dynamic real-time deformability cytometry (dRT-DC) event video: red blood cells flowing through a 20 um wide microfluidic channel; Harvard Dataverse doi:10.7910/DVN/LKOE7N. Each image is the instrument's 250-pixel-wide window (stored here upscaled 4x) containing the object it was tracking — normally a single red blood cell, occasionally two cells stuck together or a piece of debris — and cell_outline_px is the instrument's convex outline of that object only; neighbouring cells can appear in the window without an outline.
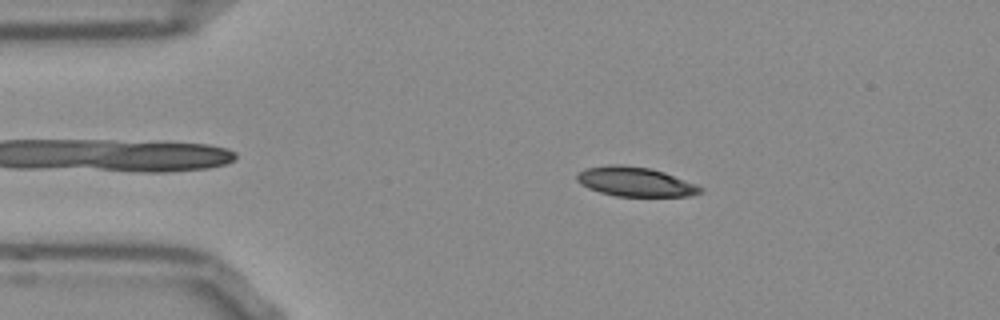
{"species": "Egyptian fruit bat (a non-hibernating species)", "species_latin": "Rousettus aegyptiacus", "temperature_condition": "room temperature", "stored_images_in_passage": 49, "camera_frame_rate_fps": 3000, "um_per_image_px": 0.085, "frame": {"image": 1, "passage_image": 6, "time_ms": 1.667, "image_size_px": [1000, 320], "cell_outline_px": [[704, 192], [692, 196], [616, 196], [600, 192], [588, 188], [580, 184], [576, 180], [576, 176], [584, 168], [608, 164], [624, 164], [648, 168], [664, 172], [696, 184], [704, 188]], "centroid_in_image_um": [54.0, 15.44], "position_along_channel_um": 31.0, "area_um2": 21.33}}
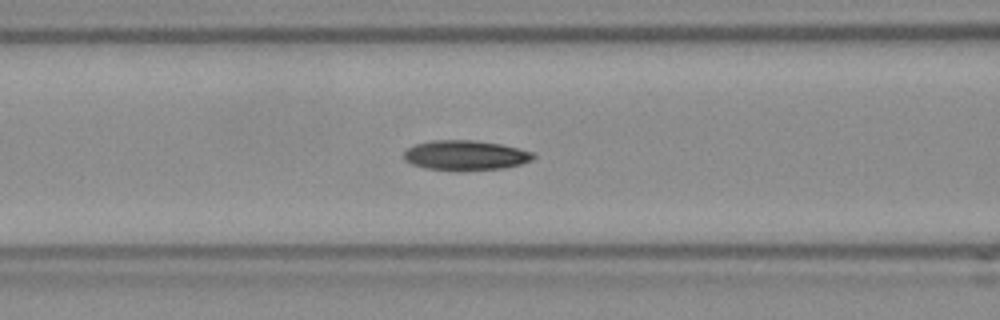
{"frame": {"image": 2, "passage_image": 17, "time_ms": 5.333, "image_size_px": [1000, 320], "cell_outline_px": [[536, 156], [532, 160], [520, 164], [504, 168], [424, 168], [412, 164], [404, 160], [404, 152], [408, 148], [416, 144], [432, 140], [476, 140], [500, 144], [532, 152]], "centroid_in_image_um": [39.55, 13.16], "position_along_channel_um": 127.0, "area_um2": 21.68}}
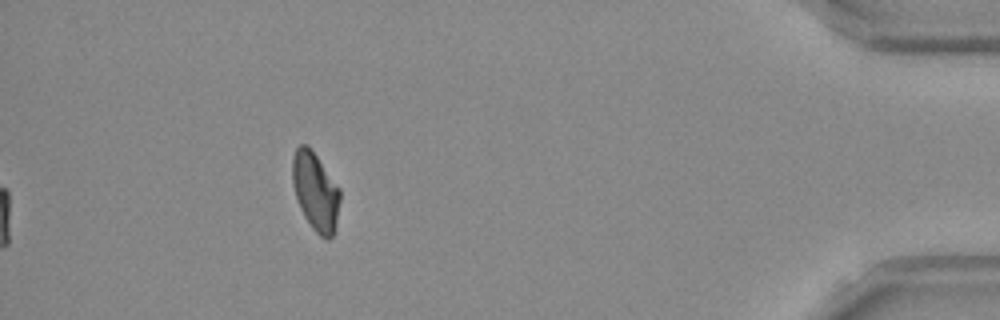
{"frame": {"image": 3, "passage_image": 44, "time_ms": 14.333, "image_size_px": [1000, 320], "cell_outline_px": [[340, 200], [336, 224], [332, 236], [328, 240], [320, 236], [312, 228], [304, 216], [300, 208], [292, 184], [292, 156], [296, 148], [300, 144], [308, 144], [340, 188]], "centroid_in_image_um": [26.8, 16.25], "position_along_channel_um": 408.4, "area_um2": 21.79}, "authors_computed_cell_mechanics": {"area_um2": 21.8484, "velocity_mm_per_s": 3.785, "shape_relaxation_time_tau1_ms": 6.881, "shape_relaxation_time_tau2_ms": 10.9867, "deformation_change_tau1": 0.1438, "deformation_change_tau2": 0.1695}}